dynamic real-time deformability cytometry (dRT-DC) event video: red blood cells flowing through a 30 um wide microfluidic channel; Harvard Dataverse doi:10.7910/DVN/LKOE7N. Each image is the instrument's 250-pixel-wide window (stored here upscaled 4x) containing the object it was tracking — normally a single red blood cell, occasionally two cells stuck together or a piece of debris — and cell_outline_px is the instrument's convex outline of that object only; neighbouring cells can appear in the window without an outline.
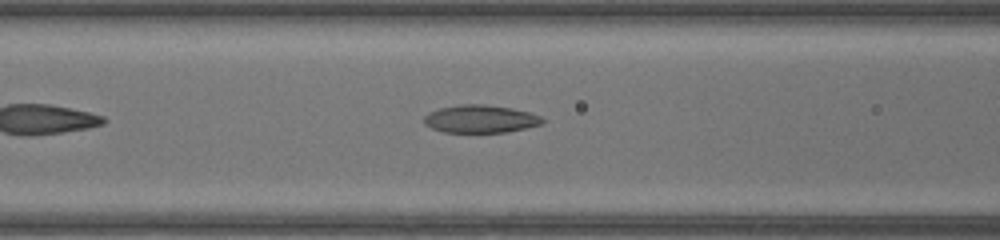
{"species": "common noctule bat (a hibernating species)", "species_latin": "Nyctalus noctula", "temperature_condition": "warm", "stored_images_in_passage": 32, "camera_frame_rate_fps": 3000, "um_per_image_px": 0.085, "animal": {"sex": "female", "body_mass_g": 17.0, "forearm_length_mm": 48.0}, "frame": {"image": 1, "passage_image": 8, "time_ms": 2.333, "image_size_px": [1000, 240], "cell_outline_px": [[544, 124], [504, 132], [444, 132], [432, 128], [424, 124], [424, 116], [428, 112], [440, 108], [460, 104], [484, 104], [512, 108], [528, 112], [540, 116], [544, 120]], "centroid_in_image_um": [40.82, 10.1], "position_along_channel_um": 125.8, "area_um2": 19.13}}
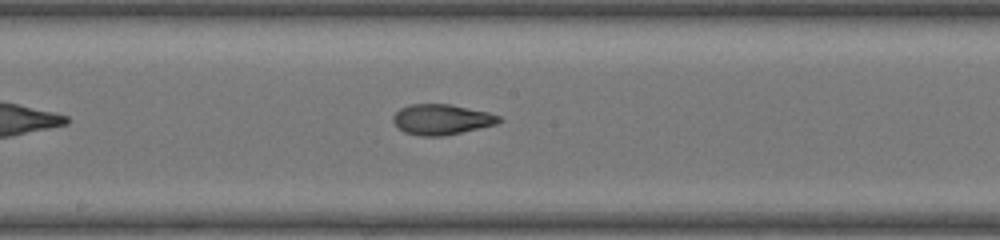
{"frame": {"image": 2, "passage_image": 14, "time_ms": 4.333, "image_size_px": [1000, 240], "cell_outline_px": [[504, 120], [496, 124], [444, 136], [420, 136], [404, 132], [396, 128], [392, 120], [392, 116], [400, 108], [408, 104], [452, 104], [488, 112], [500, 116]], "centroid_in_image_um": [37.51, 10.15], "position_along_channel_um": 210.7, "area_um2": 19.02}}
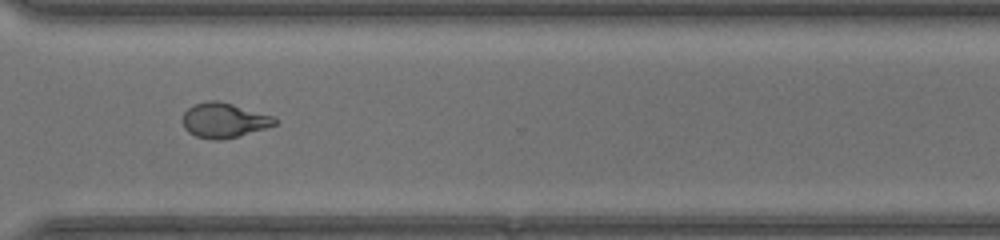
{"frame": {"image": 3, "passage_image": 24, "time_ms": 7.667, "image_size_px": [1000, 240], "cell_outline_px": [[276, 124], [264, 128], [236, 136], [220, 140], [212, 140], [196, 136], [188, 132], [184, 128], [184, 112], [192, 104], [208, 100], [220, 100], [272, 116], [276, 120]], "centroid_in_image_um": [18.99, 10.21], "position_along_channel_um": 351.6, "area_um2": 18.44}}